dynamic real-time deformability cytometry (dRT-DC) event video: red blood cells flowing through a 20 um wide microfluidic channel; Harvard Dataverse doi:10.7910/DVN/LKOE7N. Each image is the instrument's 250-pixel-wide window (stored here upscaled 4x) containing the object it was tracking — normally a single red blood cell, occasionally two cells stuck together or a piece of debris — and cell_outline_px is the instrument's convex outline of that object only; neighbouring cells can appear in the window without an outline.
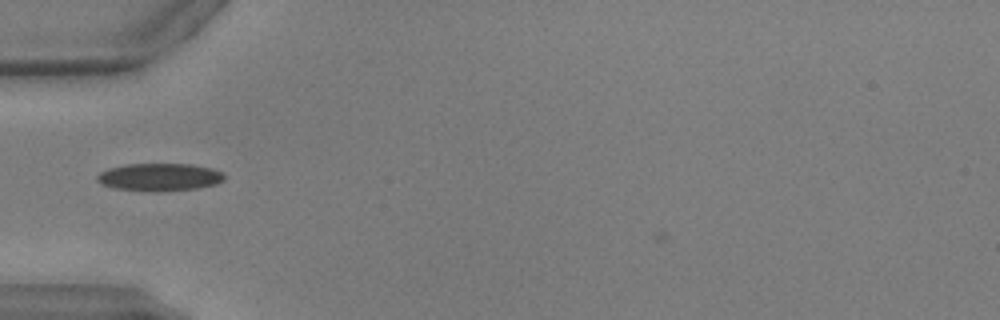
{"species": "common noctule bat (a hibernating species)", "species_latin": "Nyctalus noctula", "temperature_condition": "warm", "stored_images_in_passage": 35, "camera_frame_rate_fps": 3000, "um_per_image_px": 0.085, "animal": {"sex": "male", "body_mass_g": 17.9, "forearm_length_mm": 54.2}, "frame": {"image": 1, "passage_image": 1, "time_ms": 0.0, "image_size_px": [1000, 320], "cell_outline_px": [[224, 180], [216, 184], [196, 188], [156, 192], [116, 188], [100, 184], [96, 180], [96, 176], [100, 172], [108, 168], [128, 164], [192, 164], [212, 168], [224, 172]], "centroid_in_image_um": [13.56, 15.05], "position_along_channel_um": 71.4, "area_um2": 20.58}}
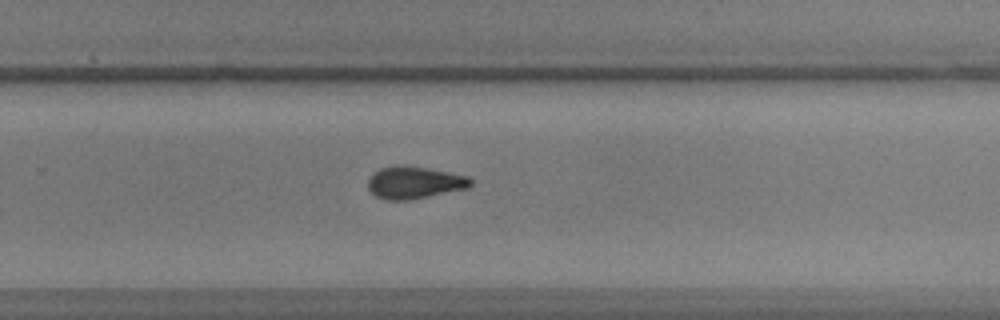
{"frame": {"image": 2, "passage_image": 18, "time_ms": 5.667, "image_size_px": [1000, 320], "cell_outline_px": [[472, 184], [468, 188], [408, 200], [384, 200], [376, 196], [368, 188], [368, 180], [372, 172], [380, 168], [396, 164], [400, 164], [428, 168], [468, 176], [472, 180]], "centroid_in_image_um": [35.19, 15.5], "position_along_channel_um": 294.6, "area_um2": 19.42}}
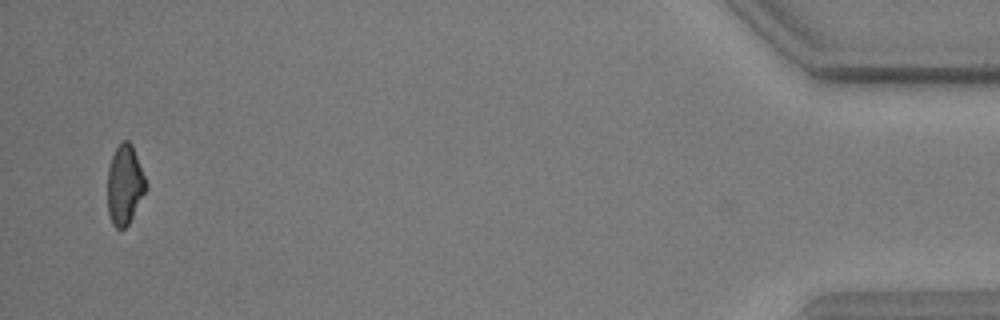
{"frame": {"image": 3, "passage_image": 34, "time_ms": 11.0, "image_size_px": [1000, 320], "cell_outline_px": [[144, 192], [128, 224], [124, 228], [116, 228], [112, 224], [108, 212], [108, 168], [112, 156], [120, 140], [128, 140], [132, 144], [144, 176]], "centroid_in_image_um": [10.56, 15.67], "position_along_channel_um": 424.6, "area_um2": 17.28}, "authors_computed_cell_mechanics": {"area_um2": 19.4208, "velocity_mm_per_s": 3.9248, "shape_relaxation_time_tau1_ms": 5.392, "shape_relaxation_time_tau2_ms": 3.6784, "deformation_change_tau1": 0.1431, "deformation_change_tau2": 0.0976}}